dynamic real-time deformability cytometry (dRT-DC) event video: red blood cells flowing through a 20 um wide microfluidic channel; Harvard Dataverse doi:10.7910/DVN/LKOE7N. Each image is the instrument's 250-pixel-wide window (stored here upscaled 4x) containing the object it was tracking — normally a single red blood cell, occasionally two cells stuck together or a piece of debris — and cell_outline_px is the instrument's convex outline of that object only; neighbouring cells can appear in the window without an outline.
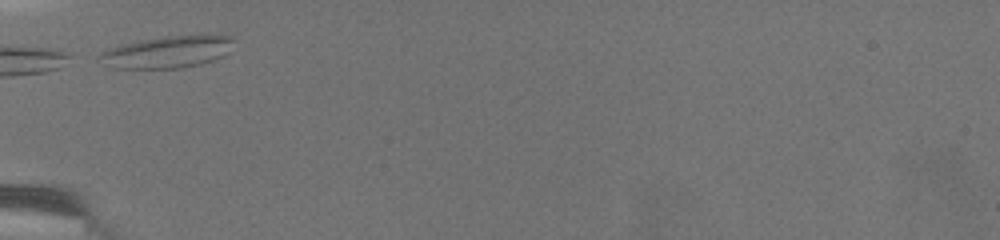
{"species": "common noctule bat (a hibernating species)", "species_latin": "Nyctalus noctula", "temperature_condition": "warm", "stored_images_in_passage": 7, "camera_frame_rate_fps": 3000, "um_per_image_px": 0.085, "animal": {"sex": "female", "body_mass_g": 19.5, "forearm_length_mm": 54.1}, "frame": {"image": 1, "passage_image": 1, "time_ms": 0.0, "image_size_px": [1000, 240], "cell_outline_px": [[236, 40], [228, 52], [224, 56], [200, 64], [180, 68], [112, 68], [96, 56], [100, 52], [108, 48], [120, 44], [140, 40], [164, 36], [204, 32], [220, 32], [232, 36]], "centroid_in_image_um": [14.35, 4.35], "position_along_channel_um": 70.7, "area_um2": 26.07}}